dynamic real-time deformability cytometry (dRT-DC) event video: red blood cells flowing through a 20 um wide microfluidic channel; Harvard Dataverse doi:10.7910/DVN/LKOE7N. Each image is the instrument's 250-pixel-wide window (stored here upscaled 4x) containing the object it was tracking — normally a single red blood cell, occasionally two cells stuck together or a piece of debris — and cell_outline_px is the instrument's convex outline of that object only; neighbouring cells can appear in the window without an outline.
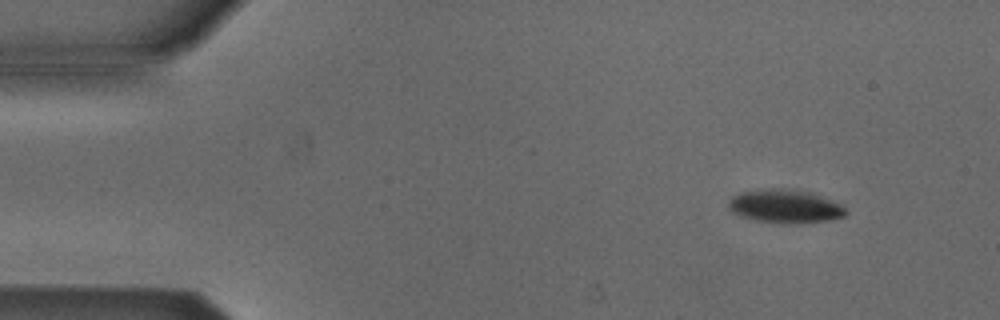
{"species": "Egyptian fruit bat (a non-hibernating species)", "species_latin": "Rousettus aegyptiacus", "temperature_condition": "cold", "stored_images_in_passage": 4, "camera_frame_rate_fps": 3000, "um_per_image_px": 0.085, "animal": {"sex": "male"}, "frame": {"image": 1, "passage_image": 1, "time_ms": 0.0, "image_size_px": [1000, 320], "cell_outline_px": [[848, 212], [844, 216], [832, 220], [788, 224], [756, 220], [732, 212], [728, 208], [728, 200], [732, 196], [740, 192], [756, 188], [792, 188], [808, 192], [832, 200], [840, 204]], "centroid_in_image_um": [66.71, 17.51], "position_along_channel_um": 18.3, "area_um2": 23.06}}
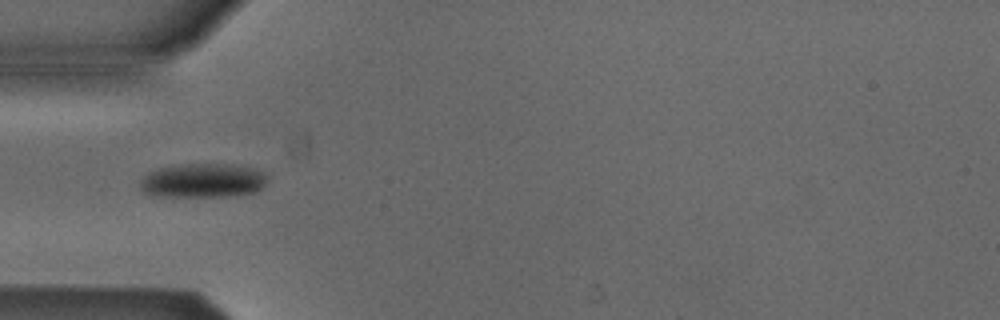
{"frame": {"image": 2, "passage_image": 4, "time_ms": 1.0, "image_size_px": [1000, 320], "cell_outline_px": [[264, 184], [256, 192], [232, 196], [152, 196], [144, 192], [140, 188], [140, 180], [148, 172], [160, 168], [180, 164], [224, 164], [248, 168], [260, 172], [264, 176]], "centroid_in_image_um": [17.14, 15.36], "position_along_channel_um": 67.9, "area_um2": 24.91}}